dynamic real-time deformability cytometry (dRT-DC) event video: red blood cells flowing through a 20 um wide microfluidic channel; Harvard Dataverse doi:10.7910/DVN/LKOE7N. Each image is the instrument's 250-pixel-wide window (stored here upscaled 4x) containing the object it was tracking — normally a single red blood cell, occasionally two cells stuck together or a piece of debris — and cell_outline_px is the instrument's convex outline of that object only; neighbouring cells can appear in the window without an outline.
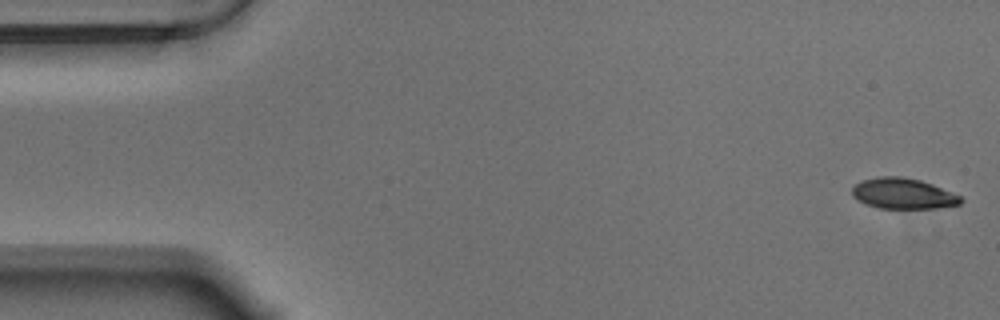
{"species": "Egyptian fruit bat (a non-hibernating species)", "species_latin": "Rousettus aegyptiacus", "temperature_condition": "warm", "stored_images_in_passage": 57, "camera_frame_rate_fps": 3000, "um_per_image_px": 0.085, "animal": {"sex": "male"}, "frame": {"image": 1, "passage_image": 1, "time_ms": 0.0, "image_size_px": [1000, 320], "cell_outline_px": [[964, 200], [960, 204], [936, 208], [880, 208], [864, 204], [856, 200], [852, 196], [852, 188], [856, 184], [864, 180], [880, 176], [900, 176], [920, 180], [932, 184], [960, 196]], "centroid_in_image_um": [76.74, 16.46], "position_along_channel_um": 8.3, "area_um2": 19.36}}
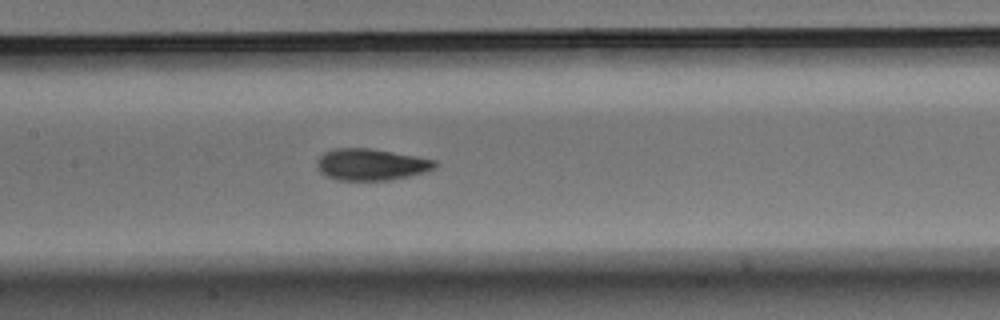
{"frame": {"image": 2, "passage_image": 26, "time_ms": 8.333, "image_size_px": [1000, 320], "cell_outline_px": [[436, 168], [424, 172], [408, 176], [388, 180], [336, 180], [320, 172], [316, 168], [316, 160], [324, 152], [332, 148], [372, 148], [416, 156], [436, 160]], "centroid_in_image_um": [31.51, 13.97], "position_along_channel_um": 175.9, "area_um2": 21.85}}
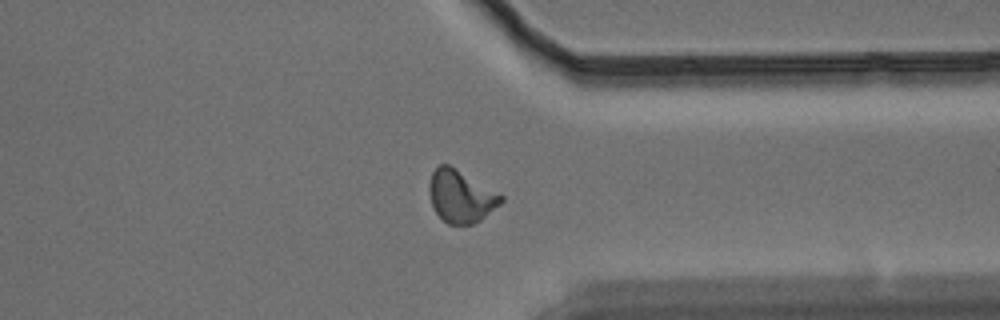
{"frame": {"image": 3, "passage_image": 43, "time_ms": 14.0, "image_size_px": [1000, 320], "cell_outline_px": [[504, 200], [500, 204], [480, 220], [472, 224], [448, 224], [436, 212], [432, 204], [428, 192], [428, 188], [432, 172], [440, 164], [448, 164], [504, 196]], "centroid_in_image_um": [39.16, 16.69], "position_along_channel_um": 372.2, "area_um2": 21.56}, "authors_computed_cell_mechanics": {"area_um2": 21.097, "velocity_mm_per_s": 3.5285, "shape_relaxation_time_tau1_ms": 3.49, "shape_relaxation_time_tau2_ms": 1.759, "deformation_change_tau1": 0.1522, "deformation_change_tau2": 0.067}}